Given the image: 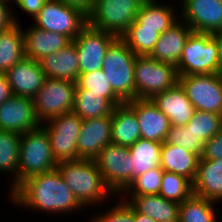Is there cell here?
Listing matches in <instances>:
<instances>
[{"mask_svg":"<svg viewBox=\"0 0 222 222\" xmlns=\"http://www.w3.org/2000/svg\"><path fill=\"white\" fill-rule=\"evenodd\" d=\"M10 202L43 214L73 213L85 210L67 186L57 168L22 181L9 195ZM15 203V204H14ZM34 210V211H33Z\"/></svg>","mask_w":222,"mask_h":222,"instance_id":"obj_1","label":"cell"},{"mask_svg":"<svg viewBox=\"0 0 222 222\" xmlns=\"http://www.w3.org/2000/svg\"><path fill=\"white\" fill-rule=\"evenodd\" d=\"M57 169L78 202L86 209L88 206L93 208L94 205L100 206L104 201H109L111 196L114 197L94 160L60 162L57 164Z\"/></svg>","mask_w":222,"mask_h":222,"instance_id":"obj_2","label":"cell"},{"mask_svg":"<svg viewBox=\"0 0 222 222\" xmlns=\"http://www.w3.org/2000/svg\"><path fill=\"white\" fill-rule=\"evenodd\" d=\"M135 58L136 54L117 37L108 47L102 65L113 91L124 103L135 99Z\"/></svg>","mask_w":222,"mask_h":222,"instance_id":"obj_3","label":"cell"},{"mask_svg":"<svg viewBox=\"0 0 222 222\" xmlns=\"http://www.w3.org/2000/svg\"><path fill=\"white\" fill-rule=\"evenodd\" d=\"M47 131L40 125L21 134L18 185L27 178L57 168Z\"/></svg>","mask_w":222,"mask_h":222,"instance_id":"obj_4","label":"cell"},{"mask_svg":"<svg viewBox=\"0 0 222 222\" xmlns=\"http://www.w3.org/2000/svg\"><path fill=\"white\" fill-rule=\"evenodd\" d=\"M176 71L178 76L219 73L217 41L211 33L190 34Z\"/></svg>","mask_w":222,"mask_h":222,"instance_id":"obj_5","label":"cell"},{"mask_svg":"<svg viewBox=\"0 0 222 222\" xmlns=\"http://www.w3.org/2000/svg\"><path fill=\"white\" fill-rule=\"evenodd\" d=\"M144 0H95L87 24L121 37L135 20Z\"/></svg>","mask_w":222,"mask_h":222,"instance_id":"obj_6","label":"cell"},{"mask_svg":"<svg viewBox=\"0 0 222 222\" xmlns=\"http://www.w3.org/2000/svg\"><path fill=\"white\" fill-rule=\"evenodd\" d=\"M135 99H152L178 82L176 67L151 56L136 55Z\"/></svg>","mask_w":222,"mask_h":222,"instance_id":"obj_7","label":"cell"},{"mask_svg":"<svg viewBox=\"0 0 222 222\" xmlns=\"http://www.w3.org/2000/svg\"><path fill=\"white\" fill-rule=\"evenodd\" d=\"M76 82L46 78L33 99L34 112L42 124L49 119L73 110Z\"/></svg>","mask_w":222,"mask_h":222,"instance_id":"obj_8","label":"cell"},{"mask_svg":"<svg viewBox=\"0 0 222 222\" xmlns=\"http://www.w3.org/2000/svg\"><path fill=\"white\" fill-rule=\"evenodd\" d=\"M94 161L107 187L115 196L120 197L132 183L133 159L129 147L109 143L99 152Z\"/></svg>","mask_w":222,"mask_h":222,"instance_id":"obj_9","label":"cell"},{"mask_svg":"<svg viewBox=\"0 0 222 222\" xmlns=\"http://www.w3.org/2000/svg\"><path fill=\"white\" fill-rule=\"evenodd\" d=\"M81 124L82 119L73 111L53 117L41 124L47 131L57 163L77 160V139Z\"/></svg>","mask_w":222,"mask_h":222,"instance_id":"obj_10","label":"cell"},{"mask_svg":"<svg viewBox=\"0 0 222 222\" xmlns=\"http://www.w3.org/2000/svg\"><path fill=\"white\" fill-rule=\"evenodd\" d=\"M33 20L37 28L62 34L72 41L87 25V16L83 12L56 0H46Z\"/></svg>","mask_w":222,"mask_h":222,"instance_id":"obj_11","label":"cell"},{"mask_svg":"<svg viewBox=\"0 0 222 222\" xmlns=\"http://www.w3.org/2000/svg\"><path fill=\"white\" fill-rule=\"evenodd\" d=\"M178 82L195 110L222 114V75L178 76Z\"/></svg>","mask_w":222,"mask_h":222,"instance_id":"obj_12","label":"cell"},{"mask_svg":"<svg viewBox=\"0 0 222 222\" xmlns=\"http://www.w3.org/2000/svg\"><path fill=\"white\" fill-rule=\"evenodd\" d=\"M116 38L111 33L94 29L87 24L73 40L78 53L80 74L102 69L106 51Z\"/></svg>","mask_w":222,"mask_h":222,"instance_id":"obj_13","label":"cell"},{"mask_svg":"<svg viewBox=\"0 0 222 222\" xmlns=\"http://www.w3.org/2000/svg\"><path fill=\"white\" fill-rule=\"evenodd\" d=\"M180 19L193 32L211 33L222 30V0H181Z\"/></svg>","mask_w":222,"mask_h":222,"instance_id":"obj_14","label":"cell"},{"mask_svg":"<svg viewBox=\"0 0 222 222\" xmlns=\"http://www.w3.org/2000/svg\"><path fill=\"white\" fill-rule=\"evenodd\" d=\"M40 125L32 98L13 95L0 105V130L23 134Z\"/></svg>","mask_w":222,"mask_h":222,"instance_id":"obj_15","label":"cell"},{"mask_svg":"<svg viewBox=\"0 0 222 222\" xmlns=\"http://www.w3.org/2000/svg\"><path fill=\"white\" fill-rule=\"evenodd\" d=\"M111 116L82 120L77 139V160H94L99 152L111 143Z\"/></svg>","mask_w":222,"mask_h":222,"instance_id":"obj_16","label":"cell"},{"mask_svg":"<svg viewBox=\"0 0 222 222\" xmlns=\"http://www.w3.org/2000/svg\"><path fill=\"white\" fill-rule=\"evenodd\" d=\"M126 104L135 112L141 138L163 143L171 124L151 99H134Z\"/></svg>","mask_w":222,"mask_h":222,"instance_id":"obj_17","label":"cell"},{"mask_svg":"<svg viewBox=\"0 0 222 222\" xmlns=\"http://www.w3.org/2000/svg\"><path fill=\"white\" fill-rule=\"evenodd\" d=\"M14 96L33 98L46 77L39 61L24 57L5 73Z\"/></svg>","mask_w":222,"mask_h":222,"instance_id":"obj_18","label":"cell"},{"mask_svg":"<svg viewBox=\"0 0 222 222\" xmlns=\"http://www.w3.org/2000/svg\"><path fill=\"white\" fill-rule=\"evenodd\" d=\"M151 100L169 118L171 126H185L195 113L193 104L179 82Z\"/></svg>","mask_w":222,"mask_h":222,"instance_id":"obj_19","label":"cell"},{"mask_svg":"<svg viewBox=\"0 0 222 222\" xmlns=\"http://www.w3.org/2000/svg\"><path fill=\"white\" fill-rule=\"evenodd\" d=\"M192 32L193 30L188 24L182 19L178 20L168 30L160 34L149 56L176 67L182 56L184 45Z\"/></svg>","mask_w":222,"mask_h":222,"instance_id":"obj_20","label":"cell"},{"mask_svg":"<svg viewBox=\"0 0 222 222\" xmlns=\"http://www.w3.org/2000/svg\"><path fill=\"white\" fill-rule=\"evenodd\" d=\"M25 57L40 61L43 57L60 51L72 42L69 37L45 31L32 25L23 31Z\"/></svg>","mask_w":222,"mask_h":222,"instance_id":"obj_21","label":"cell"},{"mask_svg":"<svg viewBox=\"0 0 222 222\" xmlns=\"http://www.w3.org/2000/svg\"><path fill=\"white\" fill-rule=\"evenodd\" d=\"M157 0H144L133 23L128 28H150L162 34L180 20L173 5Z\"/></svg>","mask_w":222,"mask_h":222,"instance_id":"obj_22","label":"cell"},{"mask_svg":"<svg viewBox=\"0 0 222 222\" xmlns=\"http://www.w3.org/2000/svg\"><path fill=\"white\" fill-rule=\"evenodd\" d=\"M193 193L216 203L222 202V159L208 160L200 157Z\"/></svg>","mask_w":222,"mask_h":222,"instance_id":"obj_23","label":"cell"},{"mask_svg":"<svg viewBox=\"0 0 222 222\" xmlns=\"http://www.w3.org/2000/svg\"><path fill=\"white\" fill-rule=\"evenodd\" d=\"M39 62L46 78L76 82L80 75L78 53L73 41L60 51L46 55Z\"/></svg>","mask_w":222,"mask_h":222,"instance_id":"obj_24","label":"cell"},{"mask_svg":"<svg viewBox=\"0 0 222 222\" xmlns=\"http://www.w3.org/2000/svg\"><path fill=\"white\" fill-rule=\"evenodd\" d=\"M160 167L164 171L184 176L192 183L195 180L200 157L178 145L162 143Z\"/></svg>","mask_w":222,"mask_h":222,"instance_id":"obj_25","label":"cell"},{"mask_svg":"<svg viewBox=\"0 0 222 222\" xmlns=\"http://www.w3.org/2000/svg\"><path fill=\"white\" fill-rule=\"evenodd\" d=\"M111 119V143L130 147L141 138L136 114L126 103L114 107Z\"/></svg>","mask_w":222,"mask_h":222,"instance_id":"obj_26","label":"cell"},{"mask_svg":"<svg viewBox=\"0 0 222 222\" xmlns=\"http://www.w3.org/2000/svg\"><path fill=\"white\" fill-rule=\"evenodd\" d=\"M121 199L129 202L139 213L147 215L156 222L179 219L180 204L169 201L159 194L121 196Z\"/></svg>","mask_w":222,"mask_h":222,"instance_id":"obj_27","label":"cell"},{"mask_svg":"<svg viewBox=\"0 0 222 222\" xmlns=\"http://www.w3.org/2000/svg\"><path fill=\"white\" fill-rule=\"evenodd\" d=\"M22 25L0 31V74H5L11 67L25 57Z\"/></svg>","mask_w":222,"mask_h":222,"instance_id":"obj_28","label":"cell"},{"mask_svg":"<svg viewBox=\"0 0 222 222\" xmlns=\"http://www.w3.org/2000/svg\"><path fill=\"white\" fill-rule=\"evenodd\" d=\"M21 134L0 130V173L11 174L10 194L18 186V166Z\"/></svg>","mask_w":222,"mask_h":222,"instance_id":"obj_29","label":"cell"},{"mask_svg":"<svg viewBox=\"0 0 222 222\" xmlns=\"http://www.w3.org/2000/svg\"><path fill=\"white\" fill-rule=\"evenodd\" d=\"M162 143L138 139L129 147L132 162V181L135 177L160 166Z\"/></svg>","mask_w":222,"mask_h":222,"instance_id":"obj_30","label":"cell"},{"mask_svg":"<svg viewBox=\"0 0 222 222\" xmlns=\"http://www.w3.org/2000/svg\"><path fill=\"white\" fill-rule=\"evenodd\" d=\"M114 106L96 93H88L87 89L76 88L73 112L82 120L111 116Z\"/></svg>","mask_w":222,"mask_h":222,"instance_id":"obj_31","label":"cell"},{"mask_svg":"<svg viewBox=\"0 0 222 222\" xmlns=\"http://www.w3.org/2000/svg\"><path fill=\"white\" fill-rule=\"evenodd\" d=\"M218 203L192 195L180 204V222H218L216 206Z\"/></svg>","mask_w":222,"mask_h":222,"instance_id":"obj_32","label":"cell"},{"mask_svg":"<svg viewBox=\"0 0 222 222\" xmlns=\"http://www.w3.org/2000/svg\"><path fill=\"white\" fill-rule=\"evenodd\" d=\"M193 183L184 176L164 171L159 195L163 198L181 204L193 195Z\"/></svg>","mask_w":222,"mask_h":222,"instance_id":"obj_33","label":"cell"},{"mask_svg":"<svg viewBox=\"0 0 222 222\" xmlns=\"http://www.w3.org/2000/svg\"><path fill=\"white\" fill-rule=\"evenodd\" d=\"M76 88L87 89L88 93H96L105 97L114 107L124 102L113 91L107 76L102 69L80 74L76 81Z\"/></svg>","mask_w":222,"mask_h":222,"instance_id":"obj_34","label":"cell"},{"mask_svg":"<svg viewBox=\"0 0 222 222\" xmlns=\"http://www.w3.org/2000/svg\"><path fill=\"white\" fill-rule=\"evenodd\" d=\"M205 144L222 128V114L195 110L193 117L185 125Z\"/></svg>","mask_w":222,"mask_h":222,"instance_id":"obj_35","label":"cell"},{"mask_svg":"<svg viewBox=\"0 0 222 222\" xmlns=\"http://www.w3.org/2000/svg\"><path fill=\"white\" fill-rule=\"evenodd\" d=\"M160 33L150 28H128L120 37L136 55L149 56Z\"/></svg>","mask_w":222,"mask_h":222,"instance_id":"obj_36","label":"cell"},{"mask_svg":"<svg viewBox=\"0 0 222 222\" xmlns=\"http://www.w3.org/2000/svg\"><path fill=\"white\" fill-rule=\"evenodd\" d=\"M164 170L158 166L137 177L120 196L159 194Z\"/></svg>","mask_w":222,"mask_h":222,"instance_id":"obj_37","label":"cell"},{"mask_svg":"<svg viewBox=\"0 0 222 222\" xmlns=\"http://www.w3.org/2000/svg\"><path fill=\"white\" fill-rule=\"evenodd\" d=\"M164 142L178 145L199 157L203 154L204 143L186 126H171Z\"/></svg>","mask_w":222,"mask_h":222,"instance_id":"obj_38","label":"cell"},{"mask_svg":"<svg viewBox=\"0 0 222 222\" xmlns=\"http://www.w3.org/2000/svg\"><path fill=\"white\" fill-rule=\"evenodd\" d=\"M112 207L106 208L105 212L90 216V222H134V207L127 201L117 199ZM93 218V219H92Z\"/></svg>","mask_w":222,"mask_h":222,"instance_id":"obj_39","label":"cell"},{"mask_svg":"<svg viewBox=\"0 0 222 222\" xmlns=\"http://www.w3.org/2000/svg\"><path fill=\"white\" fill-rule=\"evenodd\" d=\"M201 157L208 160L222 159V128L214 137L205 142Z\"/></svg>","mask_w":222,"mask_h":222,"instance_id":"obj_40","label":"cell"},{"mask_svg":"<svg viewBox=\"0 0 222 222\" xmlns=\"http://www.w3.org/2000/svg\"><path fill=\"white\" fill-rule=\"evenodd\" d=\"M10 3L0 0V31L6 30L16 23H19L18 17H16L15 12L13 11L12 6L10 7Z\"/></svg>","mask_w":222,"mask_h":222,"instance_id":"obj_41","label":"cell"},{"mask_svg":"<svg viewBox=\"0 0 222 222\" xmlns=\"http://www.w3.org/2000/svg\"><path fill=\"white\" fill-rule=\"evenodd\" d=\"M45 1L46 0H15L14 3L22 10L21 12L30 14L33 19L39 13Z\"/></svg>","mask_w":222,"mask_h":222,"instance_id":"obj_42","label":"cell"},{"mask_svg":"<svg viewBox=\"0 0 222 222\" xmlns=\"http://www.w3.org/2000/svg\"><path fill=\"white\" fill-rule=\"evenodd\" d=\"M56 1L61 2L66 6L79 9L86 16H88L90 11L92 10V6L95 0H56Z\"/></svg>","mask_w":222,"mask_h":222,"instance_id":"obj_43","label":"cell"},{"mask_svg":"<svg viewBox=\"0 0 222 222\" xmlns=\"http://www.w3.org/2000/svg\"><path fill=\"white\" fill-rule=\"evenodd\" d=\"M13 96L5 74H0V105Z\"/></svg>","mask_w":222,"mask_h":222,"instance_id":"obj_44","label":"cell"},{"mask_svg":"<svg viewBox=\"0 0 222 222\" xmlns=\"http://www.w3.org/2000/svg\"><path fill=\"white\" fill-rule=\"evenodd\" d=\"M212 36L217 41L218 56H219V74L222 75V30L214 32Z\"/></svg>","mask_w":222,"mask_h":222,"instance_id":"obj_45","label":"cell"},{"mask_svg":"<svg viewBox=\"0 0 222 222\" xmlns=\"http://www.w3.org/2000/svg\"><path fill=\"white\" fill-rule=\"evenodd\" d=\"M134 222H156L155 220L149 218L147 215H144L142 213H139L134 208Z\"/></svg>","mask_w":222,"mask_h":222,"instance_id":"obj_46","label":"cell"},{"mask_svg":"<svg viewBox=\"0 0 222 222\" xmlns=\"http://www.w3.org/2000/svg\"><path fill=\"white\" fill-rule=\"evenodd\" d=\"M160 222H180V220L179 219H169V220L160 221Z\"/></svg>","mask_w":222,"mask_h":222,"instance_id":"obj_47","label":"cell"},{"mask_svg":"<svg viewBox=\"0 0 222 222\" xmlns=\"http://www.w3.org/2000/svg\"><path fill=\"white\" fill-rule=\"evenodd\" d=\"M3 1H6V2H9L11 4V1L13 3V1L15 2V0H3Z\"/></svg>","mask_w":222,"mask_h":222,"instance_id":"obj_48","label":"cell"}]
</instances>
